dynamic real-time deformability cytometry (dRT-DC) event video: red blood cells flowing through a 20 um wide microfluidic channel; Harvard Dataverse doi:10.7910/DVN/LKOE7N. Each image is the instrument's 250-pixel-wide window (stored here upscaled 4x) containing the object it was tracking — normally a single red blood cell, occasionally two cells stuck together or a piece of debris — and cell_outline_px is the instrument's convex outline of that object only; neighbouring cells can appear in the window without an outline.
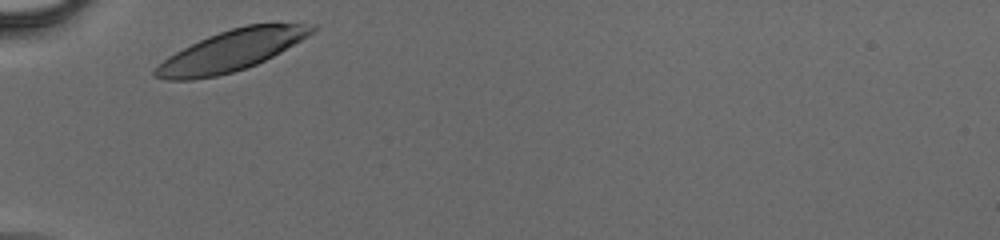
{"species": "human", "species_latin": "Homo sapiens", "temperature_condition": "cold", "stored_images_in_passage": 25, "camera_frame_rate_fps": 3000, "um_per_image_px": 0.085, "donor": {"sex": "male"}, "frame": {"image": 1, "passage_image": 1, "time_ms": 0.0, "image_size_px": [1000, 240], "cell_outline_px": [[320, 28], [316, 32], [280, 52], [256, 64], [232, 72], [216, 76], [192, 80], [164, 80], [152, 76], [152, 72], [168, 56], [208, 36], [232, 28], [248, 24], [316, 24]], "centroid_in_image_um": [19.68, 4.31], "position_along_channel_um": 65.3, "area_um2": 36.88}}
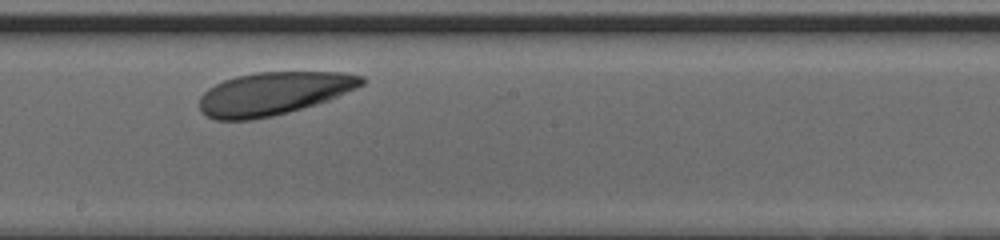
{"frame": {"image": 2, "passage_image": 13, "time_ms": 4.0, "image_size_px": [1000, 240], "cell_outline_px": [[364, 84], [356, 88], [328, 100], [316, 104], [288, 112], [272, 116], [252, 120], [216, 120], [200, 112], [200, 96], [208, 88], [224, 80], [236, 76], [256, 72], [344, 72], [364, 76]], "centroid_in_image_um": [23.24, 7.94], "position_along_channel_um": 225.0, "area_um2": 40.58}}
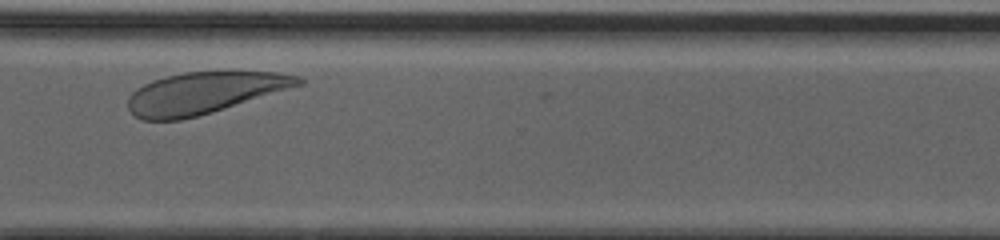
{"frame": {"image": 3, "passage_image": 22, "time_ms": 7.0, "image_size_px": [1000, 240], "cell_outline_px": [[304, 84], [212, 112], [180, 120], [140, 120], [128, 108], [128, 96], [136, 88], [152, 80], [164, 76], [184, 72], [276, 72], [300, 76], [304, 80]], "centroid_in_image_um": [17.33, 7.89], "position_along_channel_um": 353.3, "area_um2": 41.1}}